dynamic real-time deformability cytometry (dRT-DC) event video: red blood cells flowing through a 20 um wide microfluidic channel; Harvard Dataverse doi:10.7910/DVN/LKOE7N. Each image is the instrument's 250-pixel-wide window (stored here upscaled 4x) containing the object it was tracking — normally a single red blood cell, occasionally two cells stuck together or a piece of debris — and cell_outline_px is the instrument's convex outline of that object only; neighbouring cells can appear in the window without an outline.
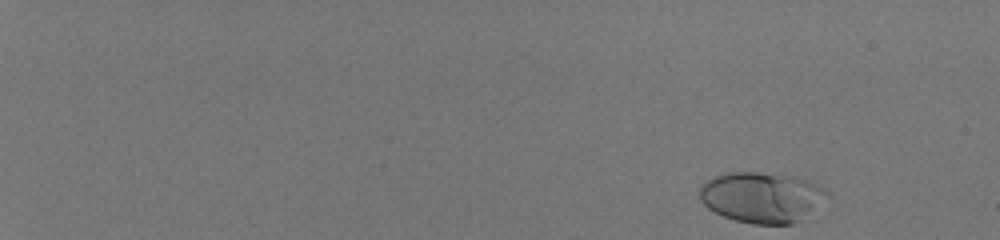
{"species": "human", "species_latin": "Homo sapiens", "temperature_condition": "room temperature", "stored_images_in_passage": 50, "camera_frame_rate_fps": 3000, "um_per_image_px": 0.085, "donor": {"sex": "male"}, "frame": {"image": 1, "passage_image": 1, "time_ms": 0.0, "image_size_px": [1000, 240], "cell_outline_px": [[832, 196], [800, 220], [792, 224], [752, 224], [736, 220], [724, 216], [708, 208], [700, 200], [700, 188], [708, 180], [716, 176], [728, 172], [756, 172], [796, 176], [808, 180], [824, 188]], "centroid_in_image_um": [64.8, 16.76], "position_along_channel_um": 20.2, "area_um2": 37.63}}
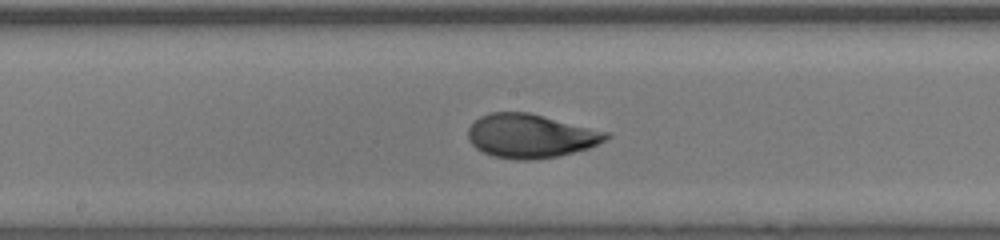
{"frame": {"image": 2, "passage_image": 30, "time_ms": 9.667, "image_size_px": [1000, 240], "cell_outline_px": [[612, 136], [588, 148], [560, 156], [536, 160], [516, 160], [492, 156], [476, 148], [468, 140], [468, 128], [480, 116], [488, 112], [528, 112], [608, 132]], "centroid_in_image_um": [45.07, 11.56], "position_along_channel_um": 203.1, "area_um2": 35.26}}
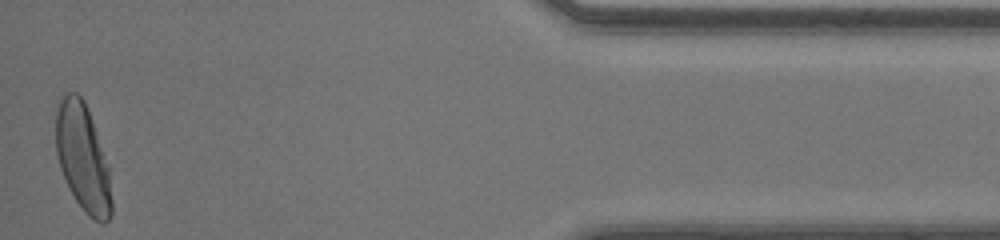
{"frame": {"image": 3, "passage_image": 50, "time_ms": 16.333, "image_size_px": [1000, 240], "cell_outline_px": [[112, 216], [104, 224], [100, 224], [88, 216], [76, 200], [60, 168], [56, 152], [56, 112], [60, 100], [64, 92], [76, 92], [84, 100], [92, 120], [104, 152], [108, 164], [112, 200]], "centroid_in_image_um": [7.06, 13.42], "position_along_channel_um": 428.1, "area_um2": 34.85}, "authors_computed_cell_mechanics": {"area_um2": 34.4777, "velocity_mm_per_s": 4.1188, "shape_relaxation_time_tau1_ms": 4.1369, "shape_relaxation_time_tau2_ms": null, "deformation_change_tau1": 0.1977, "deformation_change_tau2": null}}